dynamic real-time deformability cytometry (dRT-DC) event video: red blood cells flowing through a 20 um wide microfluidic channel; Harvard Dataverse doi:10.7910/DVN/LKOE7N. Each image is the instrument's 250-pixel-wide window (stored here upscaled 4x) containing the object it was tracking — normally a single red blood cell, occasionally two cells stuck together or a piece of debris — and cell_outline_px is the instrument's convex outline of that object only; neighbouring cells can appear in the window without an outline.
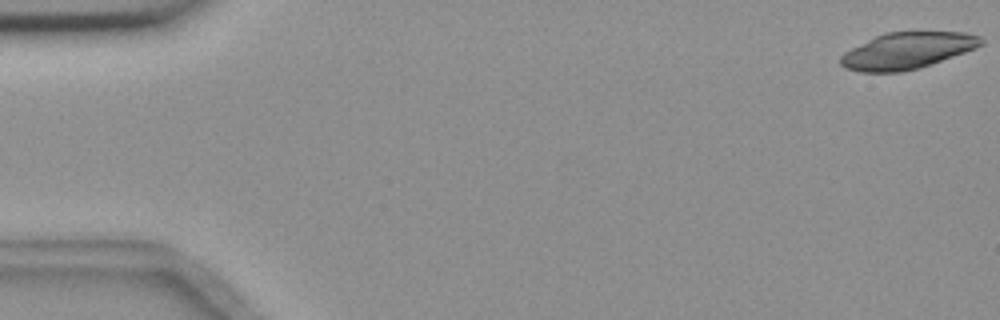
{"species": "common noctule bat (a hibernating species)", "species_latin": "Nyctalus noctula", "temperature_condition": "room temperature", "stored_images_in_passage": 14, "camera_frame_rate_fps": 3000, "um_per_image_px": 0.085, "animal": {"sex": "female", "body_mass_g": 18.4}, "frame": {"image": 1, "passage_image": 1, "time_ms": 0.0, "image_size_px": [1000, 320], "cell_outline_px": [[984, 44], [976, 48], [932, 64], [920, 68], [900, 72], [860, 72], [844, 68], [840, 64], [840, 56], [844, 52], [884, 32], [964, 32], [980, 36], [984, 40]], "centroid_in_image_um": [77.12, 4.31], "position_along_channel_um": 7.9, "area_um2": 29.88}}